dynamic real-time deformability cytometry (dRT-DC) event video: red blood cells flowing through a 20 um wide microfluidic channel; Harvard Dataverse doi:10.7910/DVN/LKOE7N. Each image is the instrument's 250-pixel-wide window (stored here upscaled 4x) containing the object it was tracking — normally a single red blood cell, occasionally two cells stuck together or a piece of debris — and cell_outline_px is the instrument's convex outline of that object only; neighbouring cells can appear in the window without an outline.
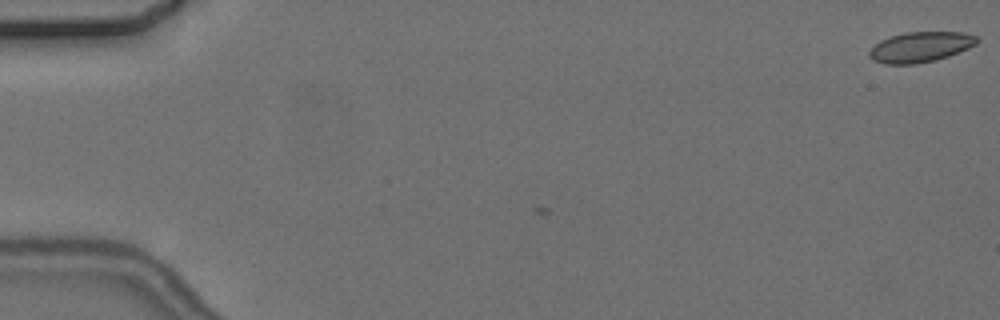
{"species": "common noctule bat (a hibernating species)", "species_latin": "Nyctalus noctula", "temperature_condition": "cold", "stored_images_in_passage": 3, "camera_frame_rate_fps": 3000, "um_per_image_px": 0.085, "animal": {"sex": "female", "body_mass_g": 24.6, "forearm_length_mm": 56.2}, "frame": {"image": 1, "passage_image": 3, "time_ms": 2.333, "image_size_px": [1000, 320], "cell_outline_px": [[980, 40], [976, 44], [968, 48], [948, 56], [936, 60], [916, 64], [884, 64], [872, 60], [868, 56], [868, 52], [880, 40], [892, 36], [908, 32], [964, 32], [976, 36]], "centroid_in_image_um": [78.23, 4.0], "position_along_channel_um": 6.8, "area_um2": 19.02}}